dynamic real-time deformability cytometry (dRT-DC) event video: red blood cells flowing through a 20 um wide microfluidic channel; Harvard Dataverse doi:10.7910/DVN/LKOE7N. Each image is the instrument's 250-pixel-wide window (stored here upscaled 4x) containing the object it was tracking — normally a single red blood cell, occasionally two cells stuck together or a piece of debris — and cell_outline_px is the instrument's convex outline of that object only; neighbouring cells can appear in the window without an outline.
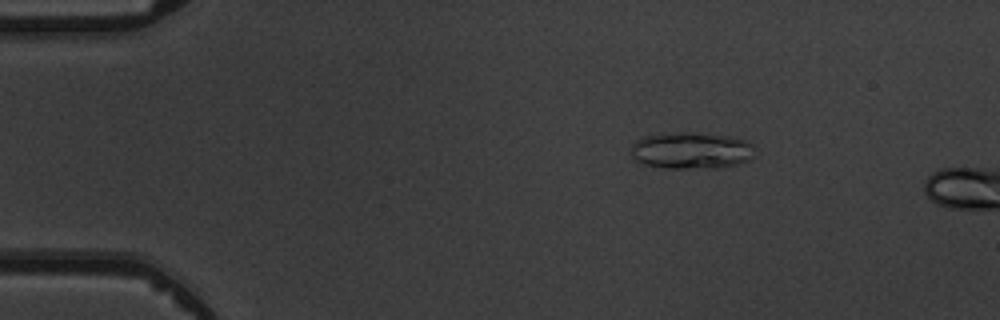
{"species": "common noctule bat (a hibernating species)", "species_latin": "Nyctalus noctula", "temperature_condition": "warm", "stored_images_in_passage": 4, "camera_frame_rate_fps": 3000, "um_per_image_px": 0.085, "animal": {"sex": "male", "body_mass_g": 19.5, "forearm_length_mm": 54.6}, "frame": {"image": 1, "passage_image": 3, "time_ms": 2.333, "image_size_px": [1000, 320], "cell_outline_px": [[756, 148], [752, 156], [748, 160], [736, 164], [720, 168], [664, 168], [644, 164], [636, 160], [632, 156], [632, 144], [636, 140], [644, 136], [680, 132], [688, 132], [728, 136], [744, 140], [752, 144]], "centroid_in_image_um": [58.76, 12.8], "position_along_channel_um": 26.2, "area_um2": 26.41}}